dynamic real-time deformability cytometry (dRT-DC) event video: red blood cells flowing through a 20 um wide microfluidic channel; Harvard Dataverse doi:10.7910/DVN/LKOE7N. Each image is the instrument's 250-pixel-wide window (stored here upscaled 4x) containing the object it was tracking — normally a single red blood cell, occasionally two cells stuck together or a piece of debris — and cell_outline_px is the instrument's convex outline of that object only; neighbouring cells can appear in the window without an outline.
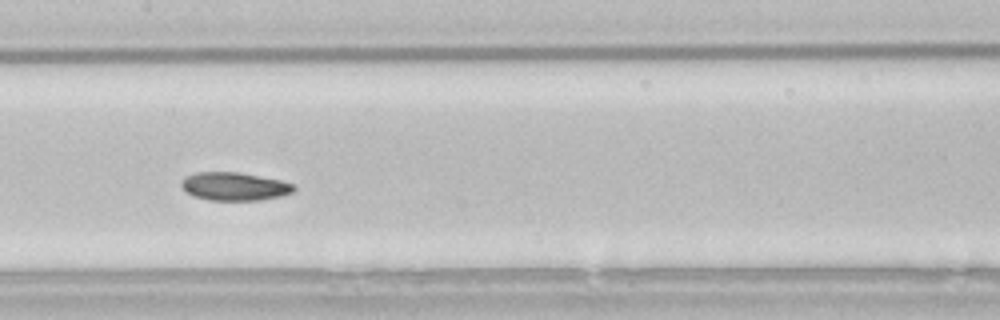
{"species": "common noctule bat (a hibernating species)", "species_latin": "Nyctalus noctula", "temperature_condition": "room temperature", "stored_images_in_passage": 23, "camera_frame_rate_fps": 3000, "um_per_image_px": 0.085, "animal": {"sex": "male", "body_mass_g": 21.5, "forearm_length_mm": 52.0}, "frame": {"image": 1, "passage_image": 17, "time_ms": 5.333, "image_size_px": [1000, 320], "cell_outline_px": [[296, 188], [292, 192], [280, 196], [260, 200], [208, 200], [192, 196], [184, 192], [180, 184], [180, 180], [184, 176], [196, 172], [240, 172], [280, 180], [296, 184]], "centroid_in_image_um": [19.87, 15.84], "position_along_channel_um": 187.5, "area_um2": 18.79}}
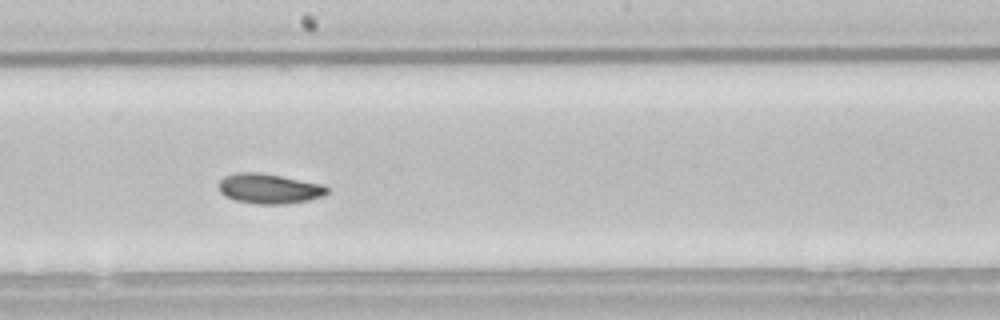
{"frame": {"image": 2, "passage_image": 20, "time_ms": 6.333, "image_size_px": [1000, 320], "cell_outline_px": [[328, 192], [324, 196], [308, 200], [284, 204], [260, 204], [236, 200], [224, 196], [220, 192], [220, 180], [224, 176], [236, 172], [260, 172], [324, 184], [328, 188]], "centroid_in_image_um": [22.89, 16.02], "position_along_channel_um": 225.3, "area_um2": 18.96}}